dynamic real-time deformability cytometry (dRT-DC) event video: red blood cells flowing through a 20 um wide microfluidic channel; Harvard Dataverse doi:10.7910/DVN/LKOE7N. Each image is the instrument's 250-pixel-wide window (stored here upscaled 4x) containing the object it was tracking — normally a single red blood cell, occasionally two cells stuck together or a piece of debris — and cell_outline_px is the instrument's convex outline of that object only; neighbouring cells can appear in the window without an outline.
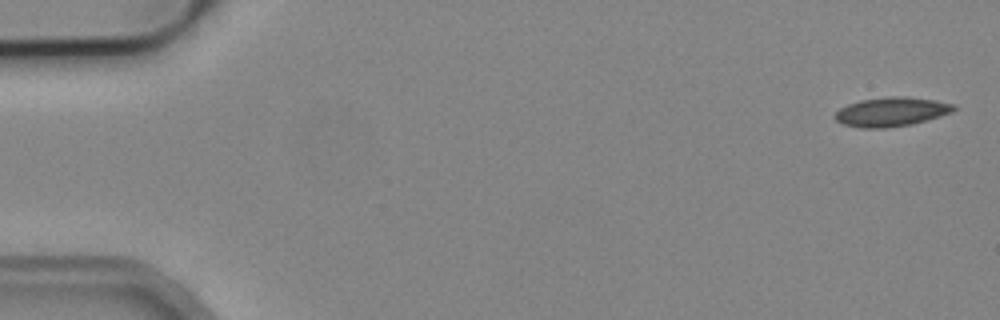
{"species": "common noctule bat (a hibernating species)", "species_latin": "Nyctalus noctula", "temperature_condition": "cold", "stored_images_in_passage": 5, "camera_frame_rate_fps": 3000, "um_per_image_px": 0.085, "animal": {"sex": "male", "body_mass_g": 19.2, "forearm_length_mm": 51.8}, "frame": {"image": 1, "passage_image": 1, "time_ms": 0.0, "image_size_px": [1000, 320], "cell_outline_px": [[956, 108], [952, 112], [940, 116], [912, 124], [884, 128], [860, 128], [844, 124], [836, 120], [832, 116], [840, 108], [848, 104], [860, 100], [892, 96], [908, 96], [936, 100], [956, 104]], "centroid_in_image_um": [75.77, 9.49], "position_along_channel_um": 9.2, "area_um2": 20.29}}